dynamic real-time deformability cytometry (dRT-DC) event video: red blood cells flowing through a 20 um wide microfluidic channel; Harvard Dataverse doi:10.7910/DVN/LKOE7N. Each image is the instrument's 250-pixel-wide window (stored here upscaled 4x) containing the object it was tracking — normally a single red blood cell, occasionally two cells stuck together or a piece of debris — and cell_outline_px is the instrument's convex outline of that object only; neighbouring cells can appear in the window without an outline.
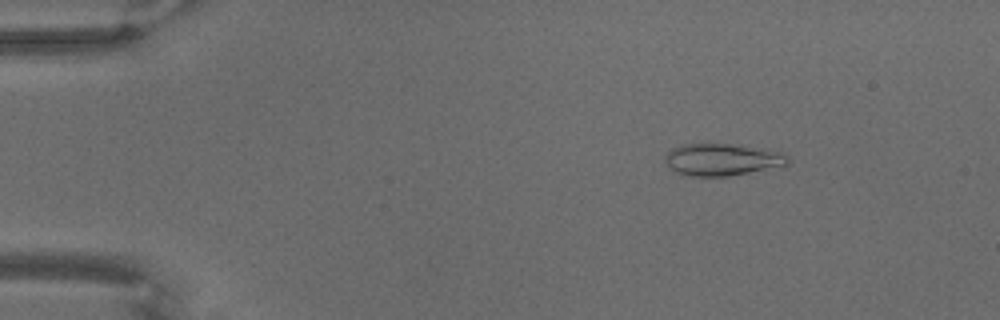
{"species": "common noctule bat (a hibernating species)", "species_latin": "Nyctalus noctula", "temperature_condition": "warm", "stored_images_in_passage": 70, "camera_frame_rate_fps": 3000, "um_per_image_px": 0.085, "animal": {"sex": "male", "body_mass_g": 18.8}, "frame": {"image": 1, "passage_image": 10, "time_ms": 3.0, "image_size_px": [1000, 320], "cell_outline_px": [[788, 164], [728, 176], [680, 176], [664, 160], [664, 156], [672, 148], [680, 144], [704, 140], [744, 144], [764, 148], [780, 152], [788, 156]], "centroid_in_image_um": [61.3, 13.49], "position_along_channel_um": 23.7, "area_um2": 23.93}}
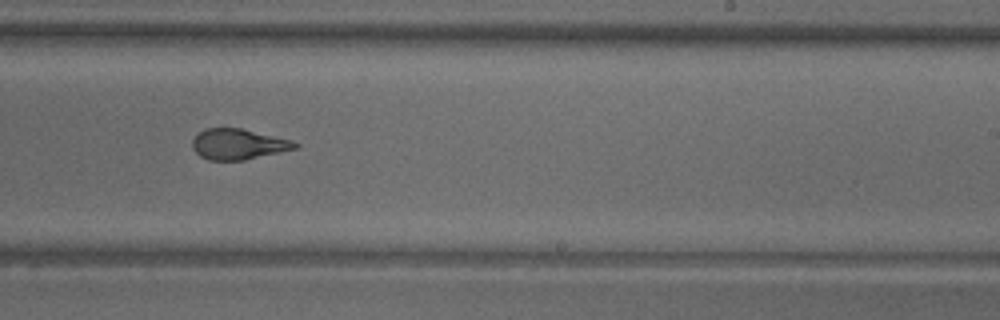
{"frame": {"image": 2, "passage_image": 44, "time_ms": 14.333, "image_size_px": [1000, 320], "cell_outline_px": [[300, 144], [296, 148], [280, 152], [244, 160], [208, 160], [200, 156], [192, 148], [192, 140], [204, 128], [240, 128], [292, 140]], "centroid_in_image_um": [20.24, 12.26], "position_along_channel_um": 268.8, "area_um2": 18.21}}
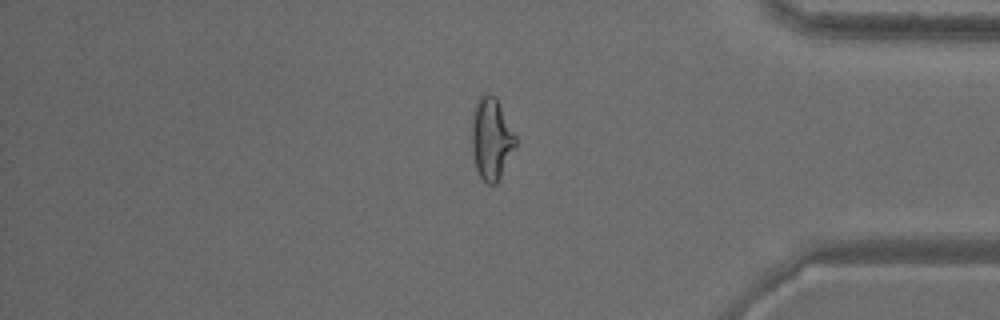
{"frame": {"image": 3, "passage_image": 59, "time_ms": 19.333, "image_size_px": [1000, 320], "cell_outline_px": [[516, 144], [496, 184], [488, 184], [480, 176], [476, 168], [472, 152], [472, 112], [476, 100], [484, 92], [488, 92], [496, 96], [516, 136]], "centroid_in_image_um": [41.74, 11.72], "position_along_channel_um": 393.5, "area_um2": 20.87}}